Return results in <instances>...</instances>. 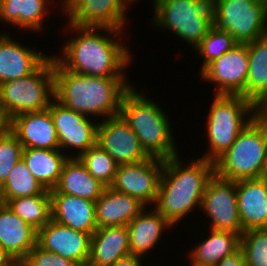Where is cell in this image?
I'll list each match as a JSON object with an SVG mask.
<instances>
[{
  "label": "cell",
  "mask_w": 267,
  "mask_h": 266,
  "mask_svg": "<svg viewBox=\"0 0 267 266\" xmlns=\"http://www.w3.org/2000/svg\"><path fill=\"white\" fill-rule=\"evenodd\" d=\"M139 1V0H138ZM161 0H152V2H153V6L152 7H154L157 3H159ZM134 2H136V0H128V6H130V5H133L134 4ZM133 3V4H132Z\"/></svg>",
  "instance_id": "b9f144b4"
},
{
  "label": "cell",
  "mask_w": 267,
  "mask_h": 266,
  "mask_svg": "<svg viewBox=\"0 0 267 266\" xmlns=\"http://www.w3.org/2000/svg\"><path fill=\"white\" fill-rule=\"evenodd\" d=\"M37 231L7 204L0 207V248L19 265L36 245Z\"/></svg>",
  "instance_id": "ffe728a7"
},
{
  "label": "cell",
  "mask_w": 267,
  "mask_h": 266,
  "mask_svg": "<svg viewBox=\"0 0 267 266\" xmlns=\"http://www.w3.org/2000/svg\"><path fill=\"white\" fill-rule=\"evenodd\" d=\"M216 266H247L242 249L239 248L233 254L226 256Z\"/></svg>",
  "instance_id": "8d00e7d4"
},
{
  "label": "cell",
  "mask_w": 267,
  "mask_h": 266,
  "mask_svg": "<svg viewBox=\"0 0 267 266\" xmlns=\"http://www.w3.org/2000/svg\"><path fill=\"white\" fill-rule=\"evenodd\" d=\"M54 99V58L34 73L0 84V110L7 121L23 113L48 109Z\"/></svg>",
  "instance_id": "ba28073f"
},
{
  "label": "cell",
  "mask_w": 267,
  "mask_h": 266,
  "mask_svg": "<svg viewBox=\"0 0 267 266\" xmlns=\"http://www.w3.org/2000/svg\"><path fill=\"white\" fill-rule=\"evenodd\" d=\"M51 219L63 226L92 235L97 229L95 202L77 196L50 193Z\"/></svg>",
  "instance_id": "603a6c76"
},
{
  "label": "cell",
  "mask_w": 267,
  "mask_h": 266,
  "mask_svg": "<svg viewBox=\"0 0 267 266\" xmlns=\"http://www.w3.org/2000/svg\"><path fill=\"white\" fill-rule=\"evenodd\" d=\"M4 31L0 32V84L31 75L51 56L18 42L9 29Z\"/></svg>",
  "instance_id": "e0dca14e"
},
{
  "label": "cell",
  "mask_w": 267,
  "mask_h": 266,
  "mask_svg": "<svg viewBox=\"0 0 267 266\" xmlns=\"http://www.w3.org/2000/svg\"><path fill=\"white\" fill-rule=\"evenodd\" d=\"M0 266H15L12 260L0 248Z\"/></svg>",
  "instance_id": "f35d334b"
},
{
  "label": "cell",
  "mask_w": 267,
  "mask_h": 266,
  "mask_svg": "<svg viewBox=\"0 0 267 266\" xmlns=\"http://www.w3.org/2000/svg\"><path fill=\"white\" fill-rule=\"evenodd\" d=\"M213 26L238 43L267 35V0H211Z\"/></svg>",
  "instance_id": "9c48e42d"
},
{
  "label": "cell",
  "mask_w": 267,
  "mask_h": 266,
  "mask_svg": "<svg viewBox=\"0 0 267 266\" xmlns=\"http://www.w3.org/2000/svg\"><path fill=\"white\" fill-rule=\"evenodd\" d=\"M240 248L247 266H267V229H250L241 234Z\"/></svg>",
  "instance_id": "836d02e7"
},
{
  "label": "cell",
  "mask_w": 267,
  "mask_h": 266,
  "mask_svg": "<svg viewBox=\"0 0 267 266\" xmlns=\"http://www.w3.org/2000/svg\"><path fill=\"white\" fill-rule=\"evenodd\" d=\"M183 162L181 155L164 159L158 195L152 206L175 228L200 208L206 186L215 174L212 161L198 157L189 159L186 165Z\"/></svg>",
  "instance_id": "7a4b0ae2"
},
{
  "label": "cell",
  "mask_w": 267,
  "mask_h": 266,
  "mask_svg": "<svg viewBox=\"0 0 267 266\" xmlns=\"http://www.w3.org/2000/svg\"><path fill=\"white\" fill-rule=\"evenodd\" d=\"M91 235L63 226L52 219L37 231L36 244L46 251L87 266Z\"/></svg>",
  "instance_id": "2e32d148"
},
{
  "label": "cell",
  "mask_w": 267,
  "mask_h": 266,
  "mask_svg": "<svg viewBox=\"0 0 267 266\" xmlns=\"http://www.w3.org/2000/svg\"><path fill=\"white\" fill-rule=\"evenodd\" d=\"M144 258L129 254L125 257L119 258L111 266H144Z\"/></svg>",
  "instance_id": "74e56055"
},
{
  "label": "cell",
  "mask_w": 267,
  "mask_h": 266,
  "mask_svg": "<svg viewBox=\"0 0 267 266\" xmlns=\"http://www.w3.org/2000/svg\"><path fill=\"white\" fill-rule=\"evenodd\" d=\"M164 159L150 157L143 161L118 165L109 186L113 190L138 198L146 206H153L157 195Z\"/></svg>",
  "instance_id": "5bb4252c"
},
{
  "label": "cell",
  "mask_w": 267,
  "mask_h": 266,
  "mask_svg": "<svg viewBox=\"0 0 267 266\" xmlns=\"http://www.w3.org/2000/svg\"><path fill=\"white\" fill-rule=\"evenodd\" d=\"M97 145L118 165L137 163L150 158L141 147L135 132L120 115L99 121Z\"/></svg>",
  "instance_id": "9a60e30c"
},
{
  "label": "cell",
  "mask_w": 267,
  "mask_h": 266,
  "mask_svg": "<svg viewBox=\"0 0 267 266\" xmlns=\"http://www.w3.org/2000/svg\"><path fill=\"white\" fill-rule=\"evenodd\" d=\"M22 144L17 137L7 129L0 135V184L7 180L14 165L22 159Z\"/></svg>",
  "instance_id": "e575fe53"
},
{
  "label": "cell",
  "mask_w": 267,
  "mask_h": 266,
  "mask_svg": "<svg viewBox=\"0 0 267 266\" xmlns=\"http://www.w3.org/2000/svg\"><path fill=\"white\" fill-rule=\"evenodd\" d=\"M246 98L258 108L267 100V35L248 42Z\"/></svg>",
  "instance_id": "f1b7e54d"
},
{
  "label": "cell",
  "mask_w": 267,
  "mask_h": 266,
  "mask_svg": "<svg viewBox=\"0 0 267 266\" xmlns=\"http://www.w3.org/2000/svg\"><path fill=\"white\" fill-rule=\"evenodd\" d=\"M58 1L61 2L60 5H56L55 0H0V23L3 22L1 23L3 25L5 23V26L6 23H10L13 29L15 27L19 32H22L20 31L22 29L24 32L39 33L47 28L44 25L45 19L47 15L50 16L52 10H55L53 5L62 6V1Z\"/></svg>",
  "instance_id": "44dd1931"
},
{
  "label": "cell",
  "mask_w": 267,
  "mask_h": 266,
  "mask_svg": "<svg viewBox=\"0 0 267 266\" xmlns=\"http://www.w3.org/2000/svg\"><path fill=\"white\" fill-rule=\"evenodd\" d=\"M150 208V209H149ZM173 227L152 206H147L138 216L127 224L130 254L149 257V252L161 244L164 233ZM170 229V230H169Z\"/></svg>",
  "instance_id": "7402d4cb"
},
{
  "label": "cell",
  "mask_w": 267,
  "mask_h": 266,
  "mask_svg": "<svg viewBox=\"0 0 267 266\" xmlns=\"http://www.w3.org/2000/svg\"><path fill=\"white\" fill-rule=\"evenodd\" d=\"M238 42L226 31H220L212 26L200 44L194 49L196 54L203 60L200 65L199 73L214 59L232 49Z\"/></svg>",
  "instance_id": "d6a6232c"
},
{
  "label": "cell",
  "mask_w": 267,
  "mask_h": 266,
  "mask_svg": "<svg viewBox=\"0 0 267 266\" xmlns=\"http://www.w3.org/2000/svg\"><path fill=\"white\" fill-rule=\"evenodd\" d=\"M90 175L109 187L116 175L118 164L115 160L97 144L90 147L79 157Z\"/></svg>",
  "instance_id": "1f68e13d"
},
{
  "label": "cell",
  "mask_w": 267,
  "mask_h": 266,
  "mask_svg": "<svg viewBox=\"0 0 267 266\" xmlns=\"http://www.w3.org/2000/svg\"><path fill=\"white\" fill-rule=\"evenodd\" d=\"M127 77L80 75L54 60V99L98 121L119 115L123 95L134 85Z\"/></svg>",
  "instance_id": "3957f363"
},
{
  "label": "cell",
  "mask_w": 267,
  "mask_h": 266,
  "mask_svg": "<svg viewBox=\"0 0 267 266\" xmlns=\"http://www.w3.org/2000/svg\"><path fill=\"white\" fill-rule=\"evenodd\" d=\"M19 266H79L76 262L65 259L59 254L49 252L37 244L30 250Z\"/></svg>",
  "instance_id": "d590c367"
},
{
  "label": "cell",
  "mask_w": 267,
  "mask_h": 266,
  "mask_svg": "<svg viewBox=\"0 0 267 266\" xmlns=\"http://www.w3.org/2000/svg\"><path fill=\"white\" fill-rule=\"evenodd\" d=\"M199 210L211 221L208 224L211 230L240 235L244 232L238 214L236 181L225 180L214 174L206 186Z\"/></svg>",
  "instance_id": "8fae6325"
},
{
  "label": "cell",
  "mask_w": 267,
  "mask_h": 266,
  "mask_svg": "<svg viewBox=\"0 0 267 266\" xmlns=\"http://www.w3.org/2000/svg\"><path fill=\"white\" fill-rule=\"evenodd\" d=\"M248 70L247 43H238L209 63L199 76L203 82H212V85H215V94L242 95L246 98Z\"/></svg>",
  "instance_id": "7c38bea8"
},
{
  "label": "cell",
  "mask_w": 267,
  "mask_h": 266,
  "mask_svg": "<svg viewBox=\"0 0 267 266\" xmlns=\"http://www.w3.org/2000/svg\"><path fill=\"white\" fill-rule=\"evenodd\" d=\"M152 9L150 25L170 30L193 50L213 26L211 0H161Z\"/></svg>",
  "instance_id": "52a82bcc"
},
{
  "label": "cell",
  "mask_w": 267,
  "mask_h": 266,
  "mask_svg": "<svg viewBox=\"0 0 267 266\" xmlns=\"http://www.w3.org/2000/svg\"><path fill=\"white\" fill-rule=\"evenodd\" d=\"M259 114L267 119V100L259 107Z\"/></svg>",
  "instance_id": "60d3db41"
},
{
  "label": "cell",
  "mask_w": 267,
  "mask_h": 266,
  "mask_svg": "<svg viewBox=\"0 0 267 266\" xmlns=\"http://www.w3.org/2000/svg\"><path fill=\"white\" fill-rule=\"evenodd\" d=\"M129 254L127 226L97 228L91 235L87 266H111Z\"/></svg>",
  "instance_id": "d4e9b609"
},
{
  "label": "cell",
  "mask_w": 267,
  "mask_h": 266,
  "mask_svg": "<svg viewBox=\"0 0 267 266\" xmlns=\"http://www.w3.org/2000/svg\"><path fill=\"white\" fill-rule=\"evenodd\" d=\"M65 24L66 32L71 31L74 35L64 41L59 55L51 53L62 68L80 75L127 77L133 52L122 41L125 30Z\"/></svg>",
  "instance_id": "6da1fadb"
},
{
  "label": "cell",
  "mask_w": 267,
  "mask_h": 266,
  "mask_svg": "<svg viewBox=\"0 0 267 266\" xmlns=\"http://www.w3.org/2000/svg\"><path fill=\"white\" fill-rule=\"evenodd\" d=\"M105 188L90 175L79 158L69 157L63 165L57 186L50 193H62L96 202Z\"/></svg>",
  "instance_id": "484cf974"
},
{
  "label": "cell",
  "mask_w": 267,
  "mask_h": 266,
  "mask_svg": "<svg viewBox=\"0 0 267 266\" xmlns=\"http://www.w3.org/2000/svg\"><path fill=\"white\" fill-rule=\"evenodd\" d=\"M154 99L132 86L122 97L119 115L137 135L150 157L168 159L180 155L172 121Z\"/></svg>",
  "instance_id": "277c9868"
},
{
  "label": "cell",
  "mask_w": 267,
  "mask_h": 266,
  "mask_svg": "<svg viewBox=\"0 0 267 266\" xmlns=\"http://www.w3.org/2000/svg\"><path fill=\"white\" fill-rule=\"evenodd\" d=\"M61 8L62 16L68 19L66 23L82 27L127 29L128 0H62Z\"/></svg>",
  "instance_id": "4fadbf2b"
},
{
  "label": "cell",
  "mask_w": 267,
  "mask_h": 266,
  "mask_svg": "<svg viewBox=\"0 0 267 266\" xmlns=\"http://www.w3.org/2000/svg\"><path fill=\"white\" fill-rule=\"evenodd\" d=\"M264 177L267 178V163H266V170H265Z\"/></svg>",
  "instance_id": "ee69618b"
},
{
  "label": "cell",
  "mask_w": 267,
  "mask_h": 266,
  "mask_svg": "<svg viewBox=\"0 0 267 266\" xmlns=\"http://www.w3.org/2000/svg\"><path fill=\"white\" fill-rule=\"evenodd\" d=\"M39 194H50L29 171L21 159L12 168L7 180L2 185V195L5 204L15 198Z\"/></svg>",
  "instance_id": "4dcf8cb0"
},
{
  "label": "cell",
  "mask_w": 267,
  "mask_h": 266,
  "mask_svg": "<svg viewBox=\"0 0 267 266\" xmlns=\"http://www.w3.org/2000/svg\"><path fill=\"white\" fill-rule=\"evenodd\" d=\"M267 163V119L258 114L215 162V174L239 181L264 177Z\"/></svg>",
  "instance_id": "8992f818"
},
{
  "label": "cell",
  "mask_w": 267,
  "mask_h": 266,
  "mask_svg": "<svg viewBox=\"0 0 267 266\" xmlns=\"http://www.w3.org/2000/svg\"><path fill=\"white\" fill-rule=\"evenodd\" d=\"M48 110L54 121L59 149L63 153L66 152L65 154L68 157L78 158L90 147L97 144L99 121L87 115L77 113L60 104L55 99L51 101ZM70 151L71 153H69Z\"/></svg>",
  "instance_id": "30bf717a"
},
{
  "label": "cell",
  "mask_w": 267,
  "mask_h": 266,
  "mask_svg": "<svg viewBox=\"0 0 267 266\" xmlns=\"http://www.w3.org/2000/svg\"><path fill=\"white\" fill-rule=\"evenodd\" d=\"M208 236L191 247L187 256L190 266H216L240 248L241 235L229 231L207 230Z\"/></svg>",
  "instance_id": "4316f807"
},
{
  "label": "cell",
  "mask_w": 267,
  "mask_h": 266,
  "mask_svg": "<svg viewBox=\"0 0 267 266\" xmlns=\"http://www.w3.org/2000/svg\"><path fill=\"white\" fill-rule=\"evenodd\" d=\"M213 96L205 117L207 151L199 158L215 162L259 114V108L242 95L213 94Z\"/></svg>",
  "instance_id": "5b68a950"
},
{
  "label": "cell",
  "mask_w": 267,
  "mask_h": 266,
  "mask_svg": "<svg viewBox=\"0 0 267 266\" xmlns=\"http://www.w3.org/2000/svg\"><path fill=\"white\" fill-rule=\"evenodd\" d=\"M146 207L138 198L106 187L95 202L97 228L127 226Z\"/></svg>",
  "instance_id": "cb8c5ba5"
},
{
  "label": "cell",
  "mask_w": 267,
  "mask_h": 266,
  "mask_svg": "<svg viewBox=\"0 0 267 266\" xmlns=\"http://www.w3.org/2000/svg\"><path fill=\"white\" fill-rule=\"evenodd\" d=\"M8 207L36 231L51 220V196L39 194L9 200Z\"/></svg>",
  "instance_id": "f546056e"
},
{
  "label": "cell",
  "mask_w": 267,
  "mask_h": 266,
  "mask_svg": "<svg viewBox=\"0 0 267 266\" xmlns=\"http://www.w3.org/2000/svg\"><path fill=\"white\" fill-rule=\"evenodd\" d=\"M8 129V121L0 110V135Z\"/></svg>",
  "instance_id": "ab89813d"
},
{
  "label": "cell",
  "mask_w": 267,
  "mask_h": 266,
  "mask_svg": "<svg viewBox=\"0 0 267 266\" xmlns=\"http://www.w3.org/2000/svg\"><path fill=\"white\" fill-rule=\"evenodd\" d=\"M5 204L4 199H3V195H2V186L0 184V207L3 206Z\"/></svg>",
  "instance_id": "7bdbcfd3"
},
{
  "label": "cell",
  "mask_w": 267,
  "mask_h": 266,
  "mask_svg": "<svg viewBox=\"0 0 267 266\" xmlns=\"http://www.w3.org/2000/svg\"><path fill=\"white\" fill-rule=\"evenodd\" d=\"M8 129L23 149H59L54 121L48 109L16 115L8 121Z\"/></svg>",
  "instance_id": "ac0fdd59"
},
{
  "label": "cell",
  "mask_w": 267,
  "mask_h": 266,
  "mask_svg": "<svg viewBox=\"0 0 267 266\" xmlns=\"http://www.w3.org/2000/svg\"><path fill=\"white\" fill-rule=\"evenodd\" d=\"M68 158L60 149L24 148L22 150V159L29 171L47 190L57 186L63 165Z\"/></svg>",
  "instance_id": "83f0119b"
},
{
  "label": "cell",
  "mask_w": 267,
  "mask_h": 266,
  "mask_svg": "<svg viewBox=\"0 0 267 266\" xmlns=\"http://www.w3.org/2000/svg\"><path fill=\"white\" fill-rule=\"evenodd\" d=\"M236 196L243 231L267 229V178L236 181Z\"/></svg>",
  "instance_id": "d6986e66"
}]
</instances>
